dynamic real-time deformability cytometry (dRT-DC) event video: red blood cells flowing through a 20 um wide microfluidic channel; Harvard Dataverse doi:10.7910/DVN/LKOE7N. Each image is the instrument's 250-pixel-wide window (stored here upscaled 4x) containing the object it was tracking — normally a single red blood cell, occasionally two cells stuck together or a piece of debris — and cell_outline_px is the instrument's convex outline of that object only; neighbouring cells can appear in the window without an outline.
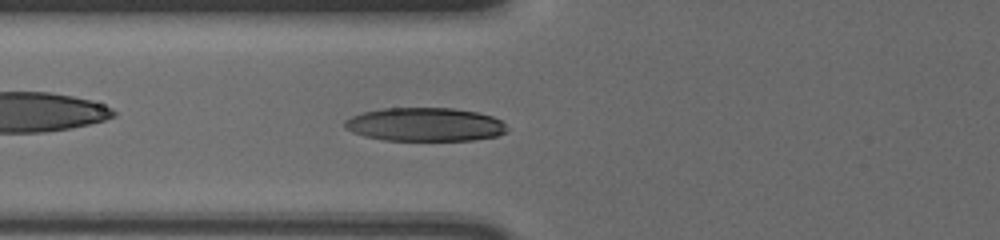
{"species": "human", "species_latin": "Homo sapiens", "temperature_condition": "cold", "stored_images_in_passage": 60, "camera_frame_rate_fps": 3000, "um_per_image_px": 0.085, "donor": {"sex": "male"}, "frame": {"image": 1, "passage_image": 26, "time_ms": 8.333, "image_size_px": [1000, 240], "cell_outline_px": [[508, 132], [496, 136], [472, 140], [384, 140], [364, 136], [352, 132], [344, 128], [344, 120], [352, 116], [364, 112], [384, 108], [452, 108], [476, 112], [492, 116], [500, 120], [508, 128]], "centroid_in_image_um": [36.11, 10.58], "position_along_channel_um": 89.7, "area_um2": 31.73}}
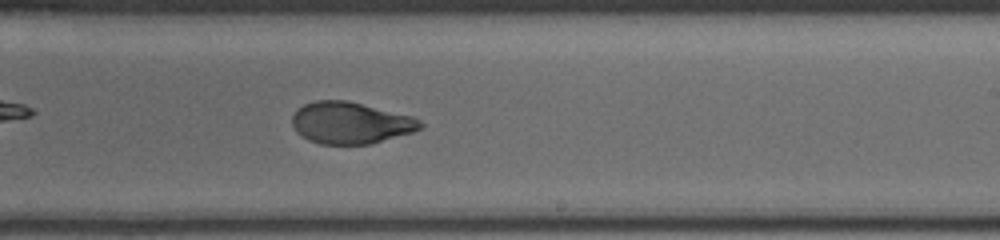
{"frame": {"image": 2, "passage_image": 40, "time_ms": 13.0, "image_size_px": [1000, 240], "cell_outline_px": [[424, 124], [420, 128], [412, 132], [372, 144], [320, 144], [308, 140], [296, 132], [292, 124], [292, 116], [296, 108], [304, 104], [316, 100], [344, 100], [412, 116], [420, 120]], "centroid_in_image_um": [29.76, 10.45], "position_along_channel_um": 259.2, "area_um2": 31.1}}
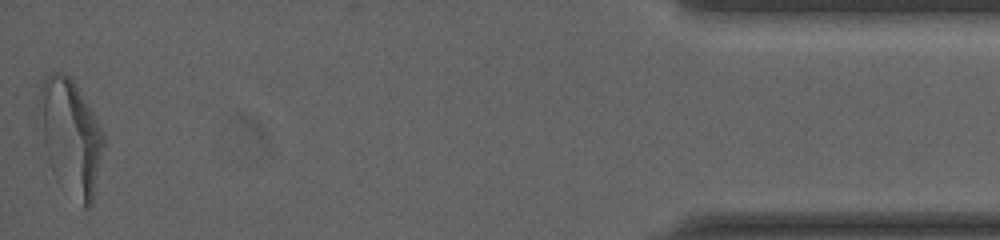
{"frame": {"image": 3, "passage_image": 60, "time_ms": 19.667, "image_size_px": [1000, 240], "cell_outline_px": [[104, 144], [92, 204], [88, 208], [80, 208], [52, 168], [48, 160], [36, 116], [36, 108], [40, 88], [44, 80], [52, 72], [64, 72], [72, 80], [92, 112], [104, 132]], "centroid_in_image_um": [5.97, 11.61], "position_along_channel_um": 429.2, "area_um2": 43.06}, "authors_computed_cell_mechanics": {"area_um2": 31.6455, "velocity_mm_per_s": 3.625, "shape_relaxation_time_tau1_ms": 4.3529, "shape_relaxation_time_tau2_ms": 1.0142, "deformation_change_tau1": 0.1969, "deformation_change_tau2": 0.059}}